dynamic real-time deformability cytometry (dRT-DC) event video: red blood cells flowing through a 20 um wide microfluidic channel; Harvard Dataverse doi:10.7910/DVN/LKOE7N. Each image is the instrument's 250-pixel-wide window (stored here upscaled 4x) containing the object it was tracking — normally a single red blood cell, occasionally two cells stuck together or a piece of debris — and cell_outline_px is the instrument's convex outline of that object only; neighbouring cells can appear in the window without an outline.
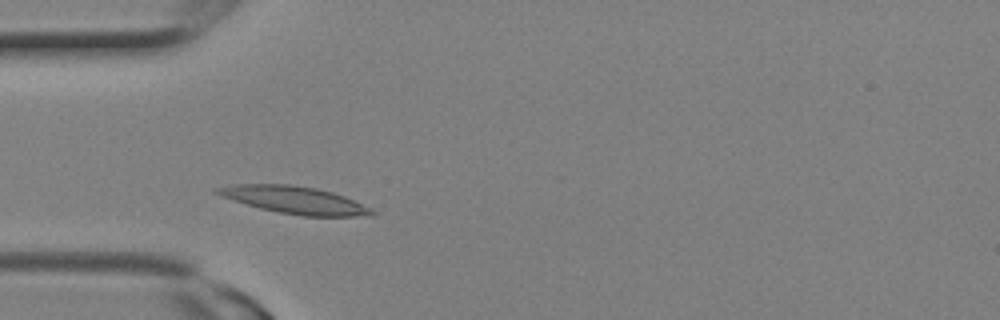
{"species": "Egyptian fruit bat (a non-hibernating species)", "species_latin": "Rousettus aegyptiacus", "temperature_condition": "room temperature", "stored_images_in_passage": 7, "camera_frame_rate_fps": 3000, "um_per_image_px": 0.085, "animal": {"sex": "female"}, "frame": {"image": 1, "passage_image": 4, "time_ms": 1.0, "image_size_px": [1000, 320], "cell_outline_px": [[376, 212], [372, 216], [304, 216], [280, 212], [260, 208], [212, 192], [212, 188], [236, 184], [292, 184], [316, 188], [332, 192], [344, 196], [372, 208]], "centroid_in_image_um": [25.08, 16.99], "position_along_channel_um": 59.9, "area_um2": 24.45}}
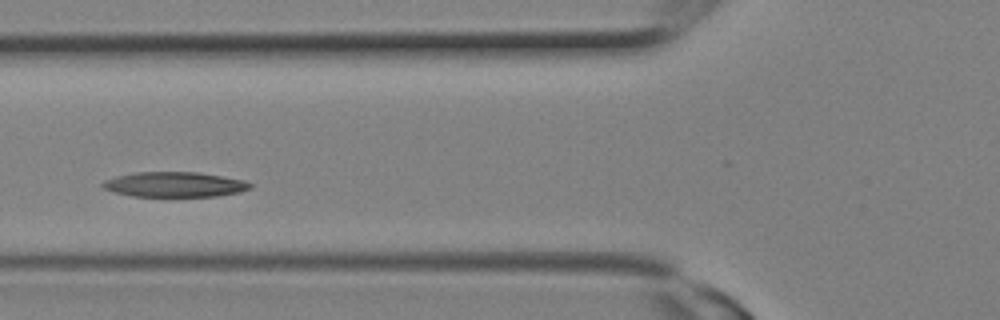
{"frame": {"image": 2, "passage_image": 6, "time_ms": 1.667, "image_size_px": [1000, 320], "cell_outline_px": [[252, 188], [240, 192], [216, 196], [132, 196], [112, 192], [104, 188], [100, 184], [104, 180], [116, 176], [136, 172], [196, 172], [244, 180], [252, 184]], "centroid_in_image_um": [14.81, 15.68], "position_along_channel_um": 111.0, "area_um2": 21.5}}